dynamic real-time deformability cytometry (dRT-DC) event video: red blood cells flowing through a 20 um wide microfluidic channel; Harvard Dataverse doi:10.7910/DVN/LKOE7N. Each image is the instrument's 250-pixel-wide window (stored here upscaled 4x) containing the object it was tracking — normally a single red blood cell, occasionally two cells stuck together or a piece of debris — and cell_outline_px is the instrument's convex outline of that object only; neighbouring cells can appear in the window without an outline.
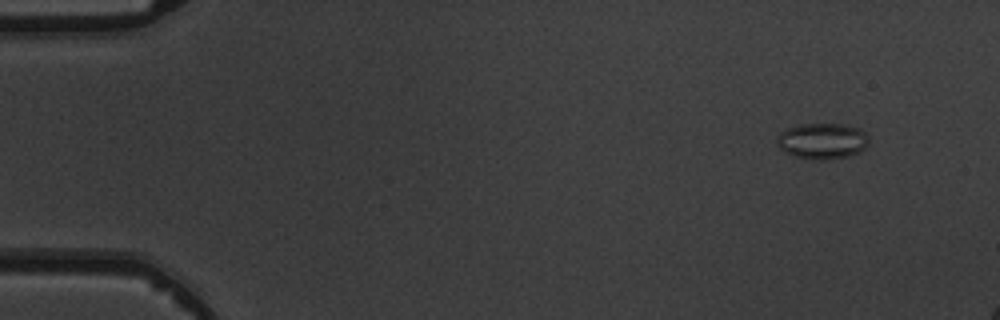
{"species": "common noctule bat (a hibernating species)", "species_latin": "Nyctalus noctula", "temperature_condition": "warm", "stored_images_in_passage": 5, "camera_frame_rate_fps": 3000, "um_per_image_px": 0.085, "animal": {"sex": "male", "body_mass_g": 19.5, "forearm_length_mm": 54.6}, "frame": {"image": 1, "passage_image": 1, "time_ms": 0.0, "image_size_px": [1000, 320], "cell_outline_px": [[868, 144], [860, 152], [848, 156], [832, 160], [812, 160], [796, 156], [784, 152], [776, 144], [776, 136], [780, 132], [788, 128], [800, 124], [844, 124], [856, 128], [864, 132], [868, 136]], "centroid_in_image_um": [69.87, 12.0], "position_along_channel_um": 15.1, "area_um2": 19.42}}